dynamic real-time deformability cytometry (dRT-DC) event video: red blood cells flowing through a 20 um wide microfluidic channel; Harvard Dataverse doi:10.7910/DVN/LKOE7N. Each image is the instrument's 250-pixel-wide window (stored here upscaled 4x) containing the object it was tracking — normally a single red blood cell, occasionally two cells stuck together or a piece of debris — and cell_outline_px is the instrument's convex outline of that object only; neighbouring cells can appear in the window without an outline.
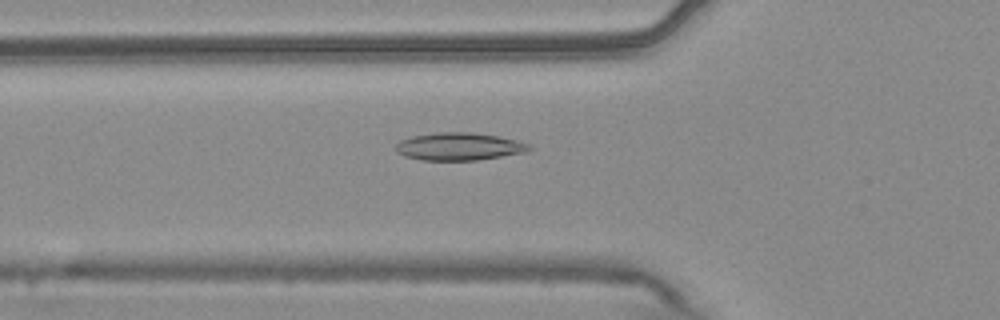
{"species": "common noctule bat (a hibernating species)", "species_latin": "Nyctalus noctula", "temperature_condition": "warm", "stored_images_in_passage": 46, "camera_frame_rate_fps": 3000, "um_per_image_px": 0.085, "animal": {"sex": "male", "body_mass_g": 20.4}, "frame": {"image": 1, "passage_image": 11, "time_ms": 3.333, "image_size_px": [1000, 320], "cell_outline_px": [[532, 148], [524, 152], [476, 160], [420, 160], [404, 156], [396, 152], [396, 144], [400, 140], [412, 136], [436, 132], [472, 132], [496, 136], [516, 140], [528, 144]], "centroid_in_image_um": [38.96, 12.45], "position_along_channel_um": 86.8, "area_um2": 21.33}}
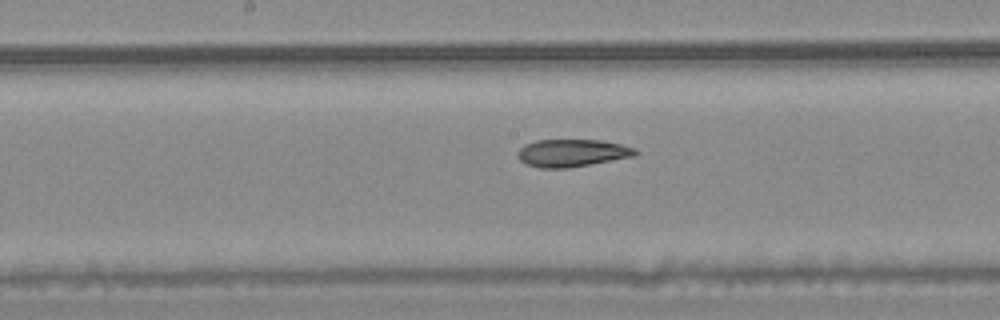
{"frame": {"image": 2, "passage_image": 20, "time_ms": 6.333, "image_size_px": [1000, 320], "cell_outline_px": [[640, 152], [636, 156], [568, 168], [540, 168], [528, 164], [520, 160], [516, 156], [516, 152], [524, 144], [536, 140], [600, 140], [620, 144], [636, 148]], "centroid_in_image_um": [48.63, 13.0], "position_along_channel_um": 199.6, "area_um2": 19.02}}
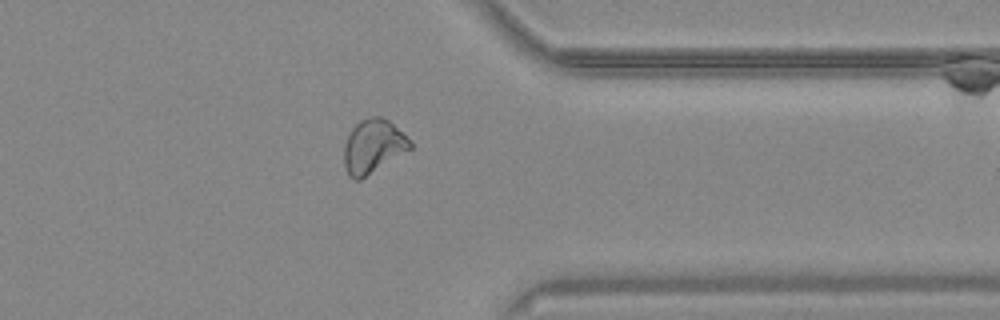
{"frame": {"image": 3, "passage_image": 35, "time_ms": 11.333, "image_size_px": [1000, 320], "cell_outline_px": [[412, 148], [360, 180], [352, 180], [348, 176], [344, 164], [344, 144], [352, 128], [360, 120], [372, 116], [380, 116], [388, 120], [412, 144]], "centroid_in_image_um": [31.67, 12.46], "position_along_channel_um": 379.7, "area_um2": 20.4}, "authors_computed_cell_mechanics": {"area_um2": 20.2878, "velocity_mm_per_s": 3.7375, "shape_relaxation_time_tau1_ms": null, "shape_relaxation_time_tau2_ms": 8.5546, "deformation_change_tau1": null, "deformation_change_tau2": 0.1418}}